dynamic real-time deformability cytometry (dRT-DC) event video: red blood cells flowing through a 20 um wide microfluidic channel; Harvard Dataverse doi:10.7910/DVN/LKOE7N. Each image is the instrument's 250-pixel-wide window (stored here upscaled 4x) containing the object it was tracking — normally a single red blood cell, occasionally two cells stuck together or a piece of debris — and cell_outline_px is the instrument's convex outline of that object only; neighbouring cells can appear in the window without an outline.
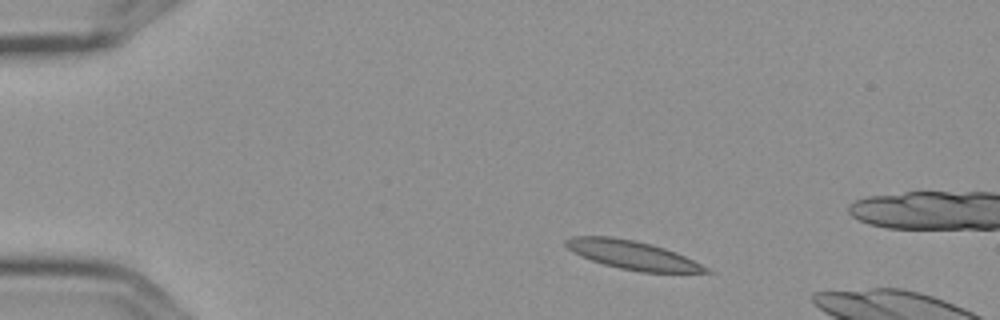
{"species": "Egyptian fruit bat (a non-hibernating species)", "species_latin": "Rousettus aegyptiacus", "temperature_condition": "cold", "stored_images_in_passage": 9, "camera_frame_rate_fps": 3000, "um_per_image_px": 0.085, "frame": {"image": 1, "passage_image": 1, "time_ms": 0.0, "image_size_px": [1000, 320], "cell_outline_px": [[716, 272], [640, 272], [620, 268], [604, 264], [580, 256], [572, 252], [564, 244], [564, 240], [572, 236], [612, 236], [636, 240], [652, 244], [676, 252]], "centroid_in_image_um": [53.71, 21.66], "position_along_channel_um": 31.3, "area_um2": 23.29}}